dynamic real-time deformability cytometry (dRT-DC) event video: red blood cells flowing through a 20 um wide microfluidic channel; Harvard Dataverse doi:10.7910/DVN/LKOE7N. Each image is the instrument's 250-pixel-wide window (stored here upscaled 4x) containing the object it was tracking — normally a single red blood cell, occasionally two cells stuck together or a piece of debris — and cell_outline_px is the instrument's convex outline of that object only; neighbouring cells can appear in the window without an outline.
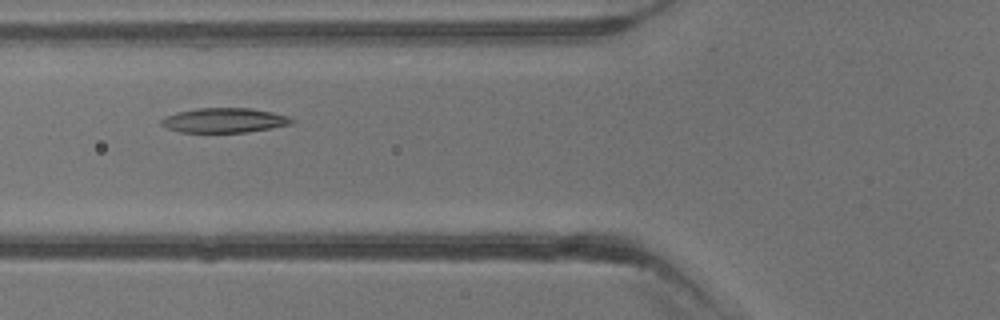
{"species": "common noctule bat (a hibernating species)", "species_latin": "Nyctalus noctula", "temperature_condition": "warm", "stored_images_in_passage": 3, "camera_frame_rate_fps": 3000, "um_per_image_px": 0.085, "animal": {"sex": "male", "body_mass_g": 13.3}, "frame": {"image": 1, "passage_image": 3, "time_ms": 2.333, "image_size_px": [1000, 320], "cell_outline_px": [[296, 120], [292, 124], [272, 128], [244, 132], [180, 132], [168, 128], [160, 124], [160, 120], [164, 116], [180, 112], [200, 108], [248, 108], [272, 112], [288, 116]], "centroid_in_image_um": [19.08, 10.23], "position_along_channel_um": 106.7, "area_um2": 18.61}}